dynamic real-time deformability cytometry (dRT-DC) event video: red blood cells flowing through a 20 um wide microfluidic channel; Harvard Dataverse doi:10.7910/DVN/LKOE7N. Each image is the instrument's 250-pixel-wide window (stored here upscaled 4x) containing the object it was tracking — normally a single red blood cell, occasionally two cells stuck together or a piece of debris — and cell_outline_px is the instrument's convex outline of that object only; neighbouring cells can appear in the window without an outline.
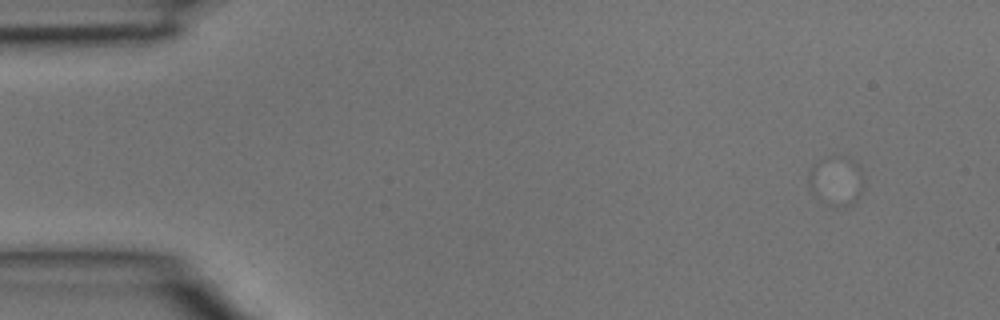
{"species": "common noctule bat (a hibernating species)", "species_latin": "Nyctalus noctula", "temperature_condition": "room temperature", "stored_images_in_passage": 1, "camera_frame_rate_fps": 3000, "um_per_image_px": 0.085, "animal": {"sex": "male", "body_mass_g": 15.6}, "frame": {"image": 1, "passage_image": 1, "time_ms": 0.0, "image_size_px": [1000, 320], "cell_outline_px": [[864, 188], [856, 204], [848, 208], [836, 208], [820, 200], [844, 156], [852, 160], [860, 168], [864, 184]], "centroid_in_image_um": [71.8, 15.79], "position_along_channel_um": 13.2, "area_um2": 10.29}}